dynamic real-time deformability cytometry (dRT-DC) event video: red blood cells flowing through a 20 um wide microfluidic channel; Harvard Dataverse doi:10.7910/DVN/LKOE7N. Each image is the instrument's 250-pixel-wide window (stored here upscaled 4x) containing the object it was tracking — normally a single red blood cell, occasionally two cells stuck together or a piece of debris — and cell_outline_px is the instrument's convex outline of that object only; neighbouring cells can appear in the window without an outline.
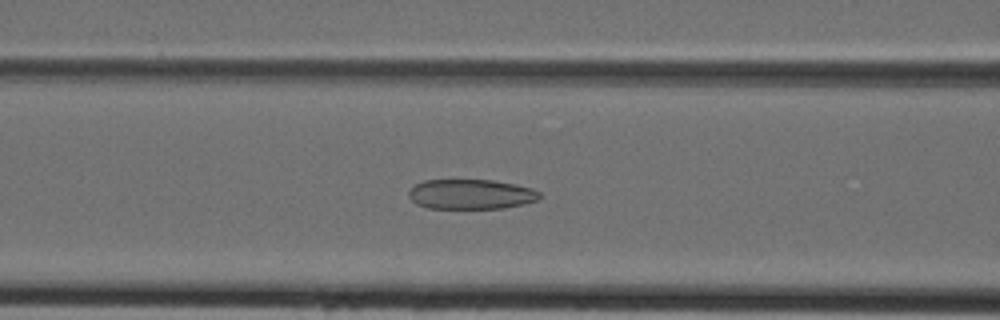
{"species": "Egyptian fruit bat (a non-hibernating species)", "species_latin": "Rousettus aegyptiacus", "temperature_condition": "cold", "stored_images_in_passage": 44, "camera_frame_rate_fps": 3000, "um_per_image_px": 0.085, "animal": {"sex": "female"}, "frame": {"image": 1, "passage_image": 18, "time_ms": 5.667, "image_size_px": [1000, 320], "cell_outline_px": [[540, 196], [536, 200], [524, 204], [504, 208], [428, 208], [416, 204], [408, 196], [408, 192], [416, 184], [424, 180], [492, 180], [532, 188], [540, 192]], "centroid_in_image_um": [40.01, 16.51], "position_along_channel_um": 126.6, "area_um2": 22.66}}
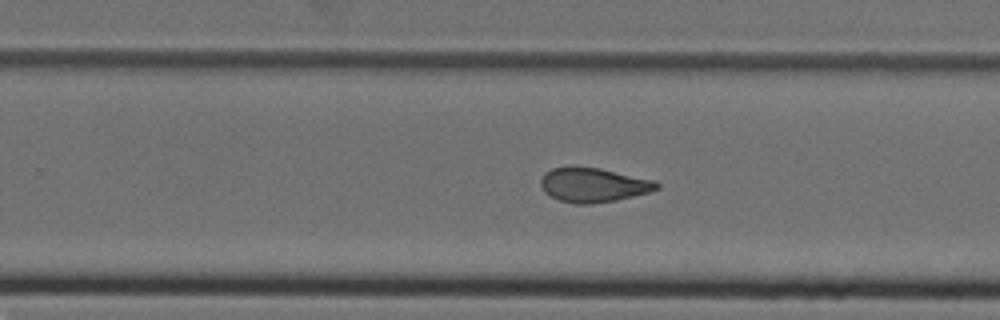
{"frame": {"image": 2, "passage_image": 28, "time_ms": 9.0, "image_size_px": [1000, 320], "cell_outline_px": [[660, 188], [652, 192], [616, 200], [592, 204], [576, 204], [560, 200], [544, 192], [540, 184], [540, 180], [544, 172], [552, 168], [572, 164], [600, 168], [656, 180], [660, 184]], "centroid_in_image_um": [50.44, 15.69], "position_along_channel_um": 279.4, "area_um2": 23.87}}
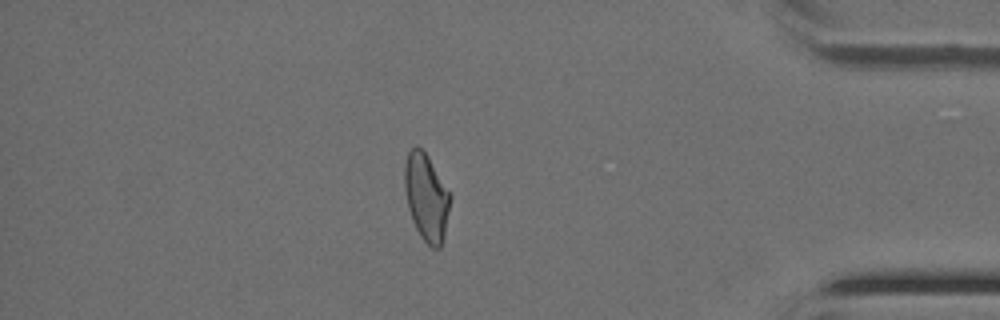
{"frame": {"image": 3, "passage_image": 38, "time_ms": 12.333, "image_size_px": [1000, 320], "cell_outline_px": [[452, 196], [444, 236], [440, 248], [432, 248], [420, 236], [412, 220], [408, 208], [404, 188], [404, 164], [408, 152], [416, 144], [428, 156]], "centroid_in_image_um": [36.23, 16.75], "position_along_channel_um": 399.0, "area_um2": 23.24}}